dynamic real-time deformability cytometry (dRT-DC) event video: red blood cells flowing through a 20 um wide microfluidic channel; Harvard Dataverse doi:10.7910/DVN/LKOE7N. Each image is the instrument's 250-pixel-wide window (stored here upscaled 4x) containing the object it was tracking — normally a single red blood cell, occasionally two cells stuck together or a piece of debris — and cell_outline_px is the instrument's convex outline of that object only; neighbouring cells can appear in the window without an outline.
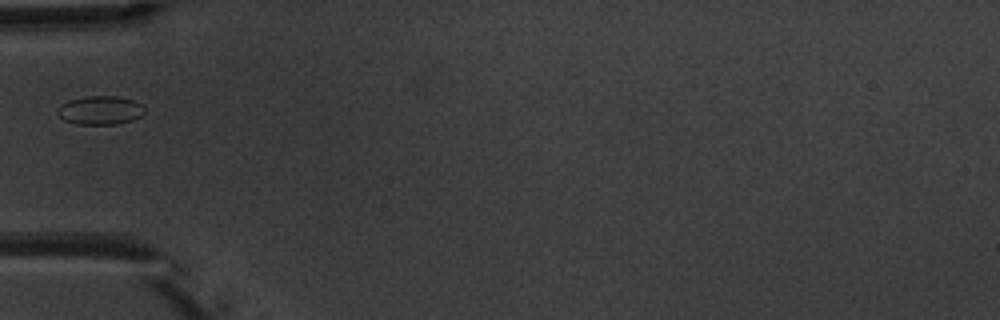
{"species": "common noctule bat (a hibernating species)", "species_latin": "Nyctalus noctula", "temperature_condition": "warm", "stored_images_in_passage": 5, "camera_frame_rate_fps": 3000, "um_per_image_px": 0.085, "animal": {"sex": "male", "body_mass_g": 20.1, "forearm_length_mm": 53.5}, "frame": {"image": 1, "passage_image": 2, "time_ms": 1.333, "image_size_px": [1000, 320], "cell_outline_px": [[144, 112], [140, 116], [132, 120], [116, 124], [76, 124], [64, 120], [56, 112], [68, 100], [84, 96], [116, 96], [132, 100], [144, 104]], "centroid_in_image_um": [8.54, 9.37], "position_along_channel_um": 76.5, "area_um2": 14.45}}
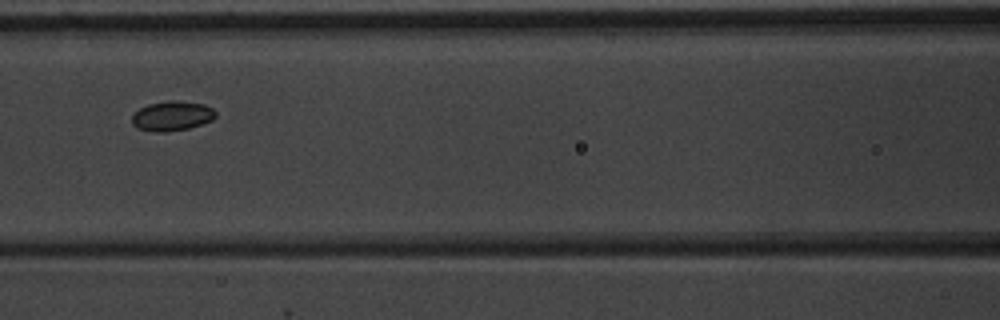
{"frame": {"image": 2, "passage_image": 4, "time_ms": 3.333, "image_size_px": [1000, 320], "cell_outline_px": [[216, 116], [212, 120], [188, 128], [164, 132], [156, 132], [136, 128], [132, 124], [132, 116], [140, 108], [148, 104], [168, 100], [176, 100], [204, 104], [212, 108], [216, 112]], "centroid_in_image_um": [14.61, 9.85], "position_along_channel_um": 152.0, "area_um2": 14.45}}
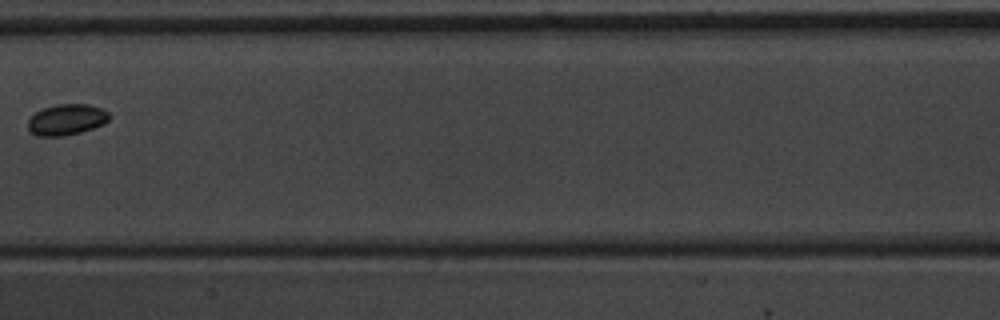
{"frame": {"image": 3, "passage_image": 5, "time_ms": 4.667, "image_size_px": [1000, 320], "cell_outline_px": [[112, 116], [104, 124], [80, 132], [64, 136], [40, 136], [32, 132], [28, 128], [28, 120], [36, 112], [44, 108], [56, 104], [88, 104], [100, 108], [108, 112]], "centroid_in_image_um": [5.68, 10.16], "position_along_channel_um": 201.7, "area_um2": 14.57}}